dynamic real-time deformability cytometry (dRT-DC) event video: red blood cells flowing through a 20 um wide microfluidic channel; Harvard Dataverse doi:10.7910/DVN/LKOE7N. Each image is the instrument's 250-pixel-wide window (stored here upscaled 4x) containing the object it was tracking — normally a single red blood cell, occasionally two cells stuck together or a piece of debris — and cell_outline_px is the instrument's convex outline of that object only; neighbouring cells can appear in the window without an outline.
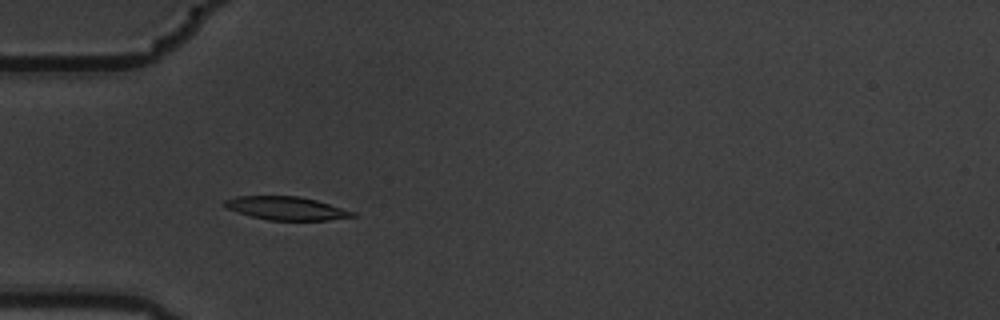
{"species": "common noctule bat (a hibernating species)", "species_latin": "Nyctalus noctula", "temperature_condition": "warm", "stored_images_in_passage": 6, "camera_frame_rate_fps": 3000, "um_per_image_px": 0.085, "animal": {"sex": "male", "body_mass_g": 19.5, "forearm_length_mm": 54.6}, "frame": {"image": 1, "passage_image": 5, "time_ms": 1.333, "image_size_px": [1000, 320], "cell_outline_px": [[356, 216], [328, 220], [268, 220], [252, 216], [228, 208], [224, 204], [224, 200], [236, 196], [296, 196], [316, 200], [356, 212]], "centroid_in_image_um": [24.37, 17.7], "position_along_channel_um": 60.6, "area_um2": 17.11}}
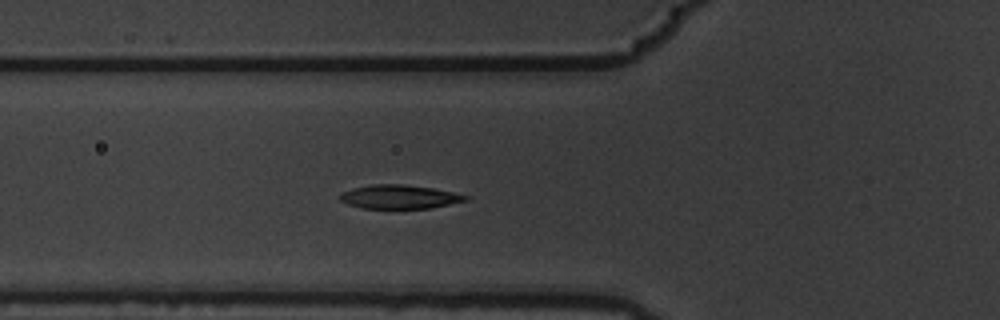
{"frame": {"image": 2, "passage_image": 6, "time_ms": 1.667, "image_size_px": [1000, 320], "cell_outline_px": [[468, 200], [432, 208], [364, 208], [348, 204], [340, 200], [340, 196], [344, 192], [352, 188], [372, 184], [404, 184], [432, 188], [452, 192], [468, 196]], "centroid_in_image_um": [33.96, 16.72], "position_along_channel_um": 91.8, "area_um2": 17.22}}